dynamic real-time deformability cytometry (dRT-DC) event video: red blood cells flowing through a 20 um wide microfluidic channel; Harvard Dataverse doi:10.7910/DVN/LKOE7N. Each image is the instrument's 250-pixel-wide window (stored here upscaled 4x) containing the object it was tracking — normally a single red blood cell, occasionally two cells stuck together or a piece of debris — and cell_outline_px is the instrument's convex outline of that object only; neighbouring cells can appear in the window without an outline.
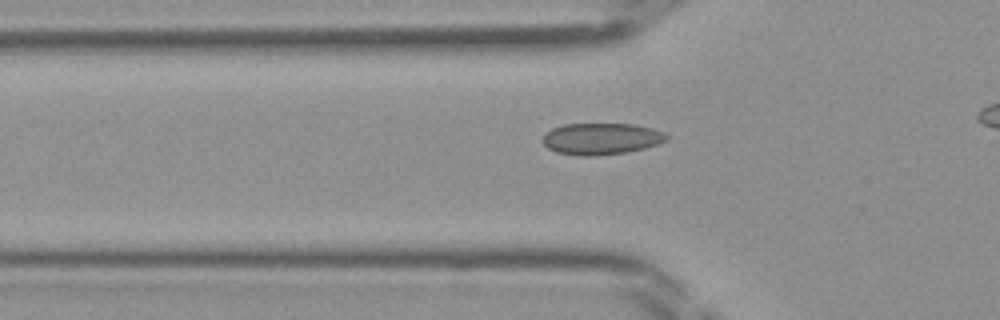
{"species": "Egyptian fruit bat (a non-hibernating species)", "species_latin": "Rousettus aegyptiacus", "temperature_condition": "room temperature", "stored_images_in_passage": 28, "camera_frame_rate_fps": 3000, "um_per_image_px": 0.085, "frame": {"image": 1, "passage_image": 3, "time_ms": 0.667, "image_size_px": [1000, 320], "cell_outline_px": [[668, 140], [644, 148], [628, 152], [592, 156], [580, 156], [556, 152], [548, 148], [540, 140], [544, 132], [552, 128], [564, 124], [636, 124], [652, 128], [664, 132], [668, 136]], "centroid_in_image_um": [51.07, 11.79], "position_along_channel_um": 74.7, "area_um2": 23.0}}
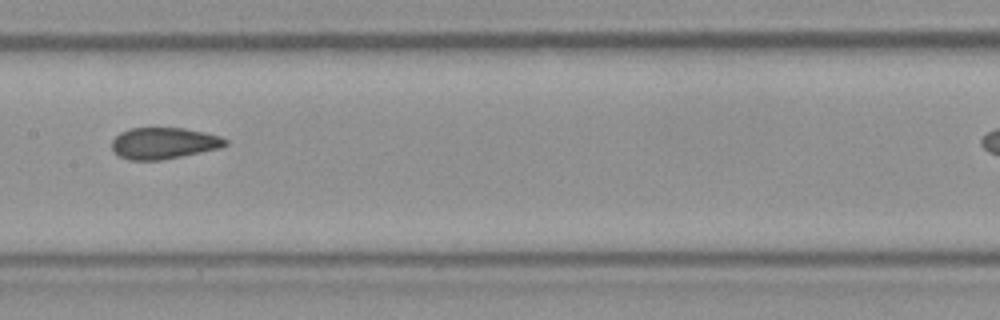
{"frame": {"image": 2, "passage_image": 11, "time_ms": 3.333, "image_size_px": [1000, 320], "cell_outline_px": [[228, 144], [220, 148], [160, 160], [128, 160], [112, 152], [112, 140], [120, 132], [132, 128], [184, 128], [204, 132], [220, 136], [228, 140]], "centroid_in_image_um": [13.9, 12.17], "position_along_channel_um": 193.5, "area_um2": 20.75}}
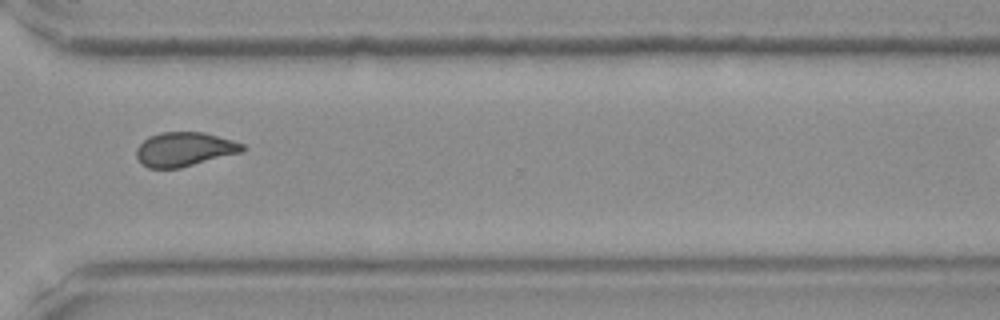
{"frame": {"image": 3, "passage_image": 22, "time_ms": 7.0, "image_size_px": [1000, 320], "cell_outline_px": [[248, 148], [244, 152], [180, 168], [148, 168], [140, 164], [136, 156], [136, 148], [148, 136], [160, 132], [204, 132], [232, 140], [244, 144]], "centroid_in_image_um": [15.69, 12.69], "position_along_channel_um": 354.9, "area_um2": 21.44}}